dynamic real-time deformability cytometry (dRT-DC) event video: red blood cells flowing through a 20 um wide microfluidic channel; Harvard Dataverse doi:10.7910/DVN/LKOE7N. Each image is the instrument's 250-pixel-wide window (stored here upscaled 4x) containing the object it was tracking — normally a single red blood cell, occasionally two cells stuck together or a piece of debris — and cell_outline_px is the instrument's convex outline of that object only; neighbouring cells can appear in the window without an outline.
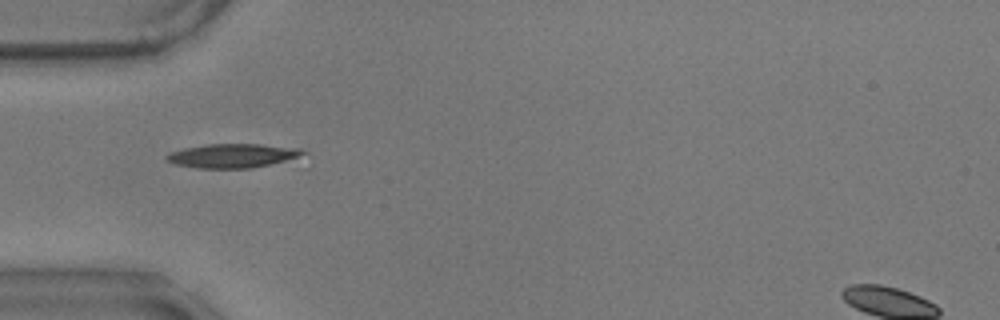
{"species": "common noctule bat (a hibernating species)", "species_latin": "Nyctalus noctula", "temperature_condition": "warm", "stored_images_in_passage": 16, "camera_frame_rate_fps": 3000, "um_per_image_px": 0.085, "animal": {"sex": "male", "body_mass_g": 17.9}, "frame": {"image": 1, "passage_image": 1, "time_ms": 0.0, "image_size_px": [1000, 320], "cell_outline_px": [[308, 152], [300, 160], [252, 168], [196, 168], [176, 164], [168, 160], [164, 156], [172, 152], [184, 148], [208, 144], [260, 144], [300, 148]], "centroid_in_image_um": [19.96, 13.24], "position_along_channel_um": 65.0, "area_um2": 19.59}}